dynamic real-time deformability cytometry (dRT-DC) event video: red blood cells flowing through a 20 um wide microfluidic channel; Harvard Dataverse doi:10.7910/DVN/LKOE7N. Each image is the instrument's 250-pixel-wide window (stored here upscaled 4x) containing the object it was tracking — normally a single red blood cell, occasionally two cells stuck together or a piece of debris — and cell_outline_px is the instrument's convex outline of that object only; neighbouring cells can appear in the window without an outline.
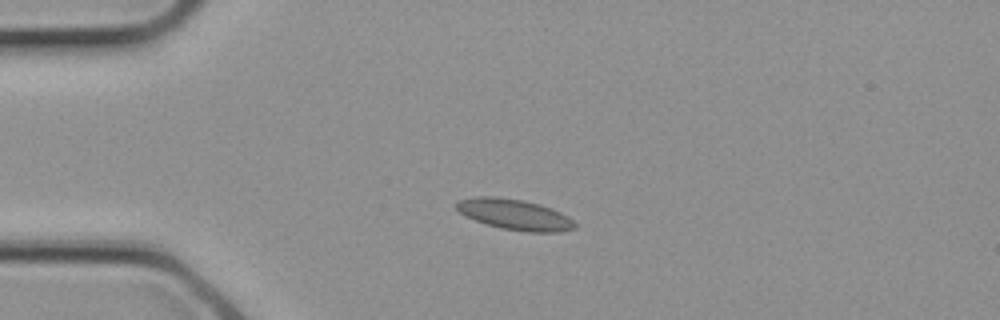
{"species": "common noctule bat (a hibernating species)", "species_latin": "Nyctalus noctula", "temperature_condition": "cold", "stored_images_in_passage": 1, "camera_frame_rate_fps": 3000, "um_per_image_px": 0.085, "animal": {"sex": "female", "body_mass_g": 21.9}, "frame": {"image": 1, "passage_image": 1, "time_ms": 0.0, "image_size_px": [1000, 320], "cell_outline_px": [[576, 228], [560, 232], [528, 232], [500, 228], [484, 224], [460, 212], [456, 208], [456, 204], [460, 200], [476, 196], [496, 196], [524, 200], [540, 204], [552, 208], [568, 216], [576, 224]], "centroid_in_image_um": [43.78, 18.23], "position_along_channel_um": 41.2, "area_um2": 21.21}}